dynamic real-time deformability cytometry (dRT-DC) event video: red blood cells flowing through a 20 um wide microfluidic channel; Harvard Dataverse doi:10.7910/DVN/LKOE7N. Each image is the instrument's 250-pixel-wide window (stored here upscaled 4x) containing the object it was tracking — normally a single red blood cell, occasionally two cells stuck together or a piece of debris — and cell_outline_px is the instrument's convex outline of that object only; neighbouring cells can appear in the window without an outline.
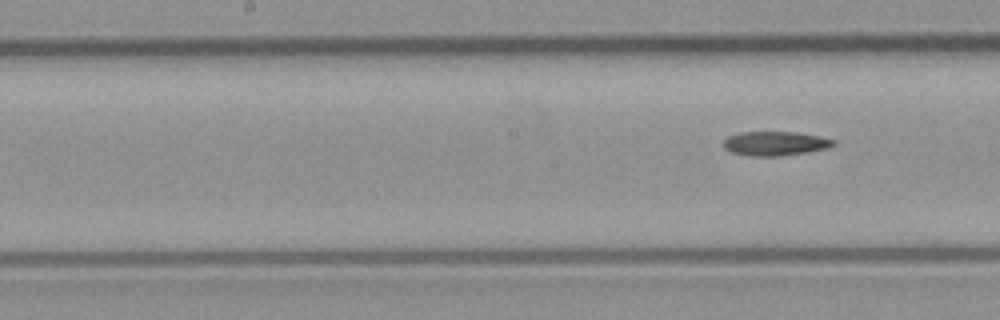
{"species": "common noctule bat (a hibernating species)", "species_latin": "Nyctalus noctula", "temperature_condition": "room temperature", "stored_images_in_passage": 11, "segment_of_instrument_passage": [2, 2], "camera_frame_rate_fps": 3000, "um_per_image_px": 0.085, "animal": {"sex": "male", "body_mass_g": 23.1, "forearm_length_mm": 52.7}, "frame": {"image": 1, "passage_image": 11, "time_ms": 12.333, "image_size_px": [1000, 320], "cell_outline_px": [[836, 144], [832, 148], [808, 152], [780, 156], [748, 156], [732, 152], [724, 148], [724, 140], [728, 136], [740, 132], [796, 132], [820, 136], [836, 140]], "centroid_in_image_um": [65.95, 12.2], "position_along_channel_um": 182.3, "area_um2": 15.72}}